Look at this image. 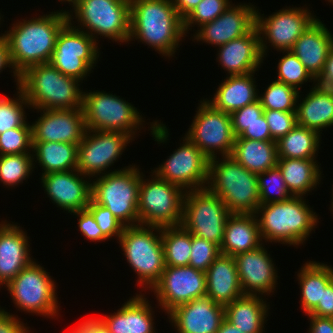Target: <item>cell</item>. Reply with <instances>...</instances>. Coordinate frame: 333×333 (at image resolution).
<instances>
[{
    "mask_svg": "<svg viewBox=\"0 0 333 333\" xmlns=\"http://www.w3.org/2000/svg\"><path fill=\"white\" fill-rule=\"evenodd\" d=\"M257 177L260 205L286 201L293 197L287 188L280 169L277 166L263 173L257 174Z\"/></svg>",
    "mask_w": 333,
    "mask_h": 333,
    "instance_id": "obj_43",
    "label": "cell"
},
{
    "mask_svg": "<svg viewBox=\"0 0 333 333\" xmlns=\"http://www.w3.org/2000/svg\"><path fill=\"white\" fill-rule=\"evenodd\" d=\"M263 114L269 126L270 135L274 141H278L297 126L296 112L264 110Z\"/></svg>",
    "mask_w": 333,
    "mask_h": 333,
    "instance_id": "obj_48",
    "label": "cell"
},
{
    "mask_svg": "<svg viewBox=\"0 0 333 333\" xmlns=\"http://www.w3.org/2000/svg\"><path fill=\"white\" fill-rule=\"evenodd\" d=\"M316 85L333 89V47L328 53L322 73L316 79Z\"/></svg>",
    "mask_w": 333,
    "mask_h": 333,
    "instance_id": "obj_56",
    "label": "cell"
},
{
    "mask_svg": "<svg viewBox=\"0 0 333 333\" xmlns=\"http://www.w3.org/2000/svg\"><path fill=\"white\" fill-rule=\"evenodd\" d=\"M222 159L209 160L205 188L217 195L230 213L255 214L260 206L257 174L244 168L230 155Z\"/></svg>",
    "mask_w": 333,
    "mask_h": 333,
    "instance_id": "obj_5",
    "label": "cell"
},
{
    "mask_svg": "<svg viewBox=\"0 0 333 333\" xmlns=\"http://www.w3.org/2000/svg\"><path fill=\"white\" fill-rule=\"evenodd\" d=\"M206 273V296L223 306L243 295L236 261L233 256L220 254Z\"/></svg>",
    "mask_w": 333,
    "mask_h": 333,
    "instance_id": "obj_28",
    "label": "cell"
},
{
    "mask_svg": "<svg viewBox=\"0 0 333 333\" xmlns=\"http://www.w3.org/2000/svg\"><path fill=\"white\" fill-rule=\"evenodd\" d=\"M300 270V271H299ZM298 270L301 292L300 307L307 315L322 302L323 289L333 280V267L316 261H307Z\"/></svg>",
    "mask_w": 333,
    "mask_h": 333,
    "instance_id": "obj_34",
    "label": "cell"
},
{
    "mask_svg": "<svg viewBox=\"0 0 333 333\" xmlns=\"http://www.w3.org/2000/svg\"><path fill=\"white\" fill-rule=\"evenodd\" d=\"M78 1H80V0H72V6Z\"/></svg>",
    "mask_w": 333,
    "mask_h": 333,
    "instance_id": "obj_62",
    "label": "cell"
},
{
    "mask_svg": "<svg viewBox=\"0 0 333 333\" xmlns=\"http://www.w3.org/2000/svg\"><path fill=\"white\" fill-rule=\"evenodd\" d=\"M317 160L278 158L277 167L293 196L305 197L317 189L322 178V172ZM320 168V169H319Z\"/></svg>",
    "mask_w": 333,
    "mask_h": 333,
    "instance_id": "obj_33",
    "label": "cell"
},
{
    "mask_svg": "<svg viewBox=\"0 0 333 333\" xmlns=\"http://www.w3.org/2000/svg\"><path fill=\"white\" fill-rule=\"evenodd\" d=\"M12 68L11 69V73H13L14 82L16 83V86L19 87V81H20V75L14 70V67L12 65L11 62V58H10V52H9V46L7 43V40L5 39V37L1 34L0 35V72H2V69H6V68Z\"/></svg>",
    "mask_w": 333,
    "mask_h": 333,
    "instance_id": "obj_55",
    "label": "cell"
},
{
    "mask_svg": "<svg viewBox=\"0 0 333 333\" xmlns=\"http://www.w3.org/2000/svg\"><path fill=\"white\" fill-rule=\"evenodd\" d=\"M220 254V247L217 244L191 234L189 266L206 272Z\"/></svg>",
    "mask_w": 333,
    "mask_h": 333,
    "instance_id": "obj_46",
    "label": "cell"
},
{
    "mask_svg": "<svg viewBox=\"0 0 333 333\" xmlns=\"http://www.w3.org/2000/svg\"><path fill=\"white\" fill-rule=\"evenodd\" d=\"M262 297L242 295L233 300L224 306L225 319L242 333H264L270 305Z\"/></svg>",
    "mask_w": 333,
    "mask_h": 333,
    "instance_id": "obj_32",
    "label": "cell"
},
{
    "mask_svg": "<svg viewBox=\"0 0 333 333\" xmlns=\"http://www.w3.org/2000/svg\"><path fill=\"white\" fill-rule=\"evenodd\" d=\"M239 137L256 141H274L264 114L258 118V121L249 125Z\"/></svg>",
    "mask_w": 333,
    "mask_h": 333,
    "instance_id": "obj_52",
    "label": "cell"
},
{
    "mask_svg": "<svg viewBox=\"0 0 333 333\" xmlns=\"http://www.w3.org/2000/svg\"><path fill=\"white\" fill-rule=\"evenodd\" d=\"M263 243L255 214L231 213L226 221L220 252L235 257Z\"/></svg>",
    "mask_w": 333,
    "mask_h": 333,
    "instance_id": "obj_30",
    "label": "cell"
},
{
    "mask_svg": "<svg viewBox=\"0 0 333 333\" xmlns=\"http://www.w3.org/2000/svg\"><path fill=\"white\" fill-rule=\"evenodd\" d=\"M16 90V98H8L5 95L0 97V134L21 127L27 120L24 107L29 109V102L19 87Z\"/></svg>",
    "mask_w": 333,
    "mask_h": 333,
    "instance_id": "obj_42",
    "label": "cell"
},
{
    "mask_svg": "<svg viewBox=\"0 0 333 333\" xmlns=\"http://www.w3.org/2000/svg\"><path fill=\"white\" fill-rule=\"evenodd\" d=\"M151 174V180L145 179L143 172L141 175L138 197L140 224L159 227L181 225L185 191L153 171Z\"/></svg>",
    "mask_w": 333,
    "mask_h": 333,
    "instance_id": "obj_11",
    "label": "cell"
},
{
    "mask_svg": "<svg viewBox=\"0 0 333 333\" xmlns=\"http://www.w3.org/2000/svg\"><path fill=\"white\" fill-rule=\"evenodd\" d=\"M270 256L263 243L254 250L234 257L243 295L268 297L274 294L278 271Z\"/></svg>",
    "mask_w": 333,
    "mask_h": 333,
    "instance_id": "obj_22",
    "label": "cell"
},
{
    "mask_svg": "<svg viewBox=\"0 0 333 333\" xmlns=\"http://www.w3.org/2000/svg\"><path fill=\"white\" fill-rule=\"evenodd\" d=\"M305 200L302 196H293L286 201L260 205L255 216L262 241L296 247L303 245L319 222L313 207Z\"/></svg>",
    "mask_w": 333,
    "mask_h": 333,
    "instance_id": "obj_3",
    "label": "cell"
},
{
    "mask_svg": "<svg viewBox=\"0 0 333 333\" xmlns=\"http://www.w3.org/2000/svg\"><path fill=\"white\" fill-rule=\"evenodd\" d=\"M32 146V126L27 121L0 134V155L31 153Z\"/></svg>",
    "mask_w": 333,
    "mask_h": 333,
    "instance_id": "obj_45",
    "label": "cell"
},
{
    "mask_svg": "<svg viewBox=\"0 0 333 333\" xmlns=\"http://www.w3.org/2000/svg\"><path fill=\"white\" fill-rule=\"evenodd\" d=\"M186 136L210 160L229 156L235 143L231 116L214 108L206 99L200 101ZM218 153V154H217Z\"/></svg>",
    "mask_w": 333,
    "mask_h": 333,
    "instance_id": "obj_14",
    "label": "cell"
},
{
    "mask_svg": "<svg viewBox=\"0 0 333 333\" xmlns=\"http://www.w3.org/2000/svg\"><path fill=\"white\" fill-rule=\"evenodd\" d=\"M333 47V34L317 18L296 40L291 51L317 79L324 69L330 49Z\"/></svg>",
    "mask_w": 333,
    "mask_h": 333,
    "instance_id": "obj_27",
    "label": "cell"
},
{
    "mask_svg": "<svg viewBox=\"0 0 333 333\" xmlns=\"http://www.w3.org/2000/svg\"><path fill=\"white\" fill-rule=\"evenodd\" d=\"M331 190H332V194H333V187L331 188ZM331 194V197H332V200H331V202L333 201V195ZM331 210H332V212H333V202L331 203Z\"/></svg>",
    "mask_w": 333,
    "mask_h": 333,
    "instance_id": "obj_60",
    "label": "cell"
},
{
    "mask_svg": "<svg viewBox=\"0 0 333 333\" xmlns=\"http://www.w3.org/2000/svg\"><path fill=\"white\" fill-rule=\"evenodd\" d=\"M71 7L75 16L67 10L68 22L96 41L100 35L117 43L129 42L130 0H80Z\"/></svg>",
    "mask_w": 333,
    "mask_h": 333,
    "instance_id": "obj_7",
    "label": "cell"
},
{
    "mask_svg": "<svg viewBox=\"0 0 333 333\" xmlns=\"http://www.w3.org/2000/svg\"><path fill=\"white\" fill-rule=\"evenodd\" d=\"M165 313L206 296V273L191 266H165L160 280L151 289Z\"/></svg>",
    "mask_w": 333,
    "mask_h": 333,
    "instance_id": "obj_18",
    "label": "cell"
},
{
    "mask_svg": "<svg viewBox=\"0 0 333 333\" xmlns=\"http://www.w3.org/2000/svg\"><path fill=\"white\" fill-rule=\"evenodd\" d=\"M218 65L229 75H244L259 70L263 62L259 32L255 26L248 34L219 46Z\"/></svg>",
    "mask_w": 333,
    "mask_h": 333,
    "instance_id": "obj_25",
    "label": "cell"
},
{
    "mask_svg": "<svg viewBox=\"0 0 333 333\" xmlns=\"http://www.w3.org/2000/svg\"><path fill=\"white\" fill-rule=\"evenodd\" d=\"M230 215L225 203L206 188L185 192L181 225L192 235L220 247Z\"/></svg>",
    "mask_w": 333,
    "mask_h": 333,
    "instance_id": "obj_12",
    "label": "cell"
},
{
    "mask_svg": "<svg viewBox=\"0 0 333 333\" xmlns=\"http://www.w3.org/2000/svg\"><path fill=\"white\" fill-rule=\"evenodd\" d=\"M254 74L227 75L226 79L219 84L213 98L206 101L214 108L225 113L243 108L258 100L259 90L256 85Z\"/></svg>",
    "mask_w": 333,
    "mask_h": 333,
    "instance_id": "obj_31",
    "label": "cell"
},
{
    "mask_svg": "<svg viewBox=\"0 0 333 333\" xmlns=\"http://www.w3.org/2000/svg\"><path fill=\"white\" fill-rule=\"evenodd\" d=\"M48 273L32 260L5 286L16 309L48 318L58 316L57 286Z\"/></svg>",
    "mask_w": 333,
    "mask_h": 333,
    "instance_id": "obj_10",
    "label": "cell"
},
{
    "mask_svg": "<svg viewBox=\"0 0 333 333\" xmlns=\"http://www.w3.org/2000/svg\"><path fill=\"white\" fill-rule=\"evenodd\" d=\"M69 333H111L98 317L85 318L78 326L73 327Z\"/></svg>",
    "mask_w": 333,
    "mask_h": 333,
    "instance_id": "obj_54",
    "label": "cell"
},
{
    "mask_svg": "<svg viewBox=\"0 0 333 333\" xmlns=\"http://www.w3.org/2000/svg\"><path fill=\"white\" fill-rule=\"evenodd\" d=\"M40 177L45 193L57 207L70 214L87 209L92 194V178L77 169L51 172Z\"/></svg>",
    "mask_w": 333,
    "mask_h": 333,
    "instance_id": "obj_21",
    "label": "cell"
},
{
    "mask_svg": "<svg viewBox=\"0 0 333 333\" xmlns=\"http://www.w3.org/2000/svg\"><path fill=\"white\" fill-rule=\"evenodd\" d=\"M29 239L17 224L6 220L0 222V288L34 259L30 254Z\"/></svg>",
    "mask_w": 333,
    "mask_h": 333,
    "instance_id": "obj_24",
    "label": "cell"
},
{
    "mask_svg": "<svg viewBox=\"0 0 333 333\" xmlns=\"http://www.w3.org/2000/svg\"><path fill=\"white\" fill-rule=\"evenodd\" d=\"M82 108L88 130L124 132L134 139L145 122L131 103L106 91L83 92Z\"/></svg>",
    "mask_w": 333,
    "mask_h": 333,
    "instance_id": "obj_9",
    "label": "cell"
},
{
    "mask_svg": "<svg viewBox=\"0 0 333 333\" xmlns=\"http://www.w3.org/2000/svg\"><path fill=\"white\" fill-rule=\"evenodd\" d=\"M165 315L178 333H216L225 319V309L204 296L181 304Z\"/></svg>",
    "mask_w": 333,
    "mask_h": 333,
    "instance_id": "obj_23",
    "label": "cell"
},
{
    "mask_svg": "<svg viewBox=\"0 0 333 333\" xmlns=\"http://www.w3.org/2000/svg\"><path fill=\"white\" fill-rule=\"evenodd\" d=\"M79 83L80 80L62 74L50 63H43L20 74L19 88L31 109H78L82 108L84 92Z\"/></svg>",
    "mask_w": 333,
    "mask_h": 333,
    "instance_id": "obj_4",
    "label": "cell"
},
{
    "mask_svg": "<svg viewBox=\"0 0 333 333\" xmlns=\"http://www.w3.org/2000/svg\"><path fill=\"white\" fill-rule=\"evenodd\" d=\"M281 52L285 54L279 59L276 81L285 83L300 92V87H302V84L304 85L308 80V82L313 81V84L316 85V79L291 50L280 51V53Z\"/></svg>",
    "mask_w": 333,
    "mask_h": 333,
    "instance_id": "obj_41",
    "label": "cell"
},
{
    "mask_svg": "<svg viewBox=\"0 0 333 333\" xmlns=\"http://www.w3.org/2000/svg\"><path fill=\"white\" fill-rule=\"evenodd\" d=\"M310 320L308 333H333V318L307 315Z\"/></svg>",
    "mask_w": 333,
    "mask_h": 333,
    "instance_id": "obj_57",
    "label": "cell"
},
{
    "mask_svg": "<svg viewBox=\"0 0 333 333\" xmlns=\"http://www.w3.org/2000/svg\"><path fill=\"white\" fill-rule=\"evenodd\" d=\"M32 145L33 162H38V165L42 166V175L77 169V144L32 142Z\"/></svg>",
    "mask_w": 333,
    "mask_h": 333,
    "instance_id": "obj_36",
    "label": "cell"
},
{
    "mask_svg": "<svg viewBox=\"0 0 333 333\" xmlns=\"http://www.w3.org/2000/svg\"><path fill=\"white\" fill-rule=\"evenodd\" d=\"M266 16L256 10V27L263 59L270 45L277 51L291 50L296 40L317 19L308 7L289 6Z\"/></svg>",
    "mask_w": 333,
    "mask_h": 333,
    "instance_id": "obj_15",
    "label": "cell"
},
{
    "mask_svg": "<svg viewBox=\"0 0 333 333\" xmlns=\"http://www.w3.org/2000/svg\"><path fill=\"white\" fill-rule=\"evenodd\" d=\"M201 0H172L178 15L184 20Z\"/></svg>",
    "mask_w": 333,
    "mask_h": 333,
    "instance_id": "obj_58",
    "label": "cell"
},
{
    "mask_svg": "<svg viewBox=\"0 0 333 333\" xmlns=\"http://www.w3.org/2000/svg\"><path fill=\"white\" fill-rule=\"evenodd\" d=\"M307 315L333 318V280L323 289L322 302Z\"/></svg>",
    "mask_w": 333,
    "mask_h": 333,
    "instance_id": "obj_53",
    "label": "cell"
},
{
    "mask_svg": "<svg viewBox=\"0 0 333 333\" xmlns=\"http://www.w3.org/2000/svg\"><path fill=\"white\" fill-rule=\"evenodd\" d=\"M34 168L31 153L0 155V183L15 188L33 173Z\"/></svg>",
    "mask_w": 333,
    "mask_h": 333,
    "instance_id": "obj_39",
    "label": "cell"
},
{
    "mask_svg": "<svg viewBox=\"0 0 333 333\" xmlns=\"http://www.w3.org/2000/svg\"><path fill=\"white\" fill-rule=\"evenodd\" d=\"M132 140L124 132L87 129L78 145L77 170L90 178L111 173L106 170L118 161Z\"/></svg>",
    "mask_w": 333,
    "mask_h": 333,
    "instance_id": "obj_16",
    "label": "cell"
},
{
    "mask_svg": "<svg viewBox=\"0 0 333 333\" xmlns=\"http://www.w3.org/2000/svg\"><path fill=\"white\" fill-rule=\"evenodd\" d=\"M310 89L305 98L299 93L296 106L297 125L321 135L323 129L333 126V89L318 85Z\"/></svg>",
    "mask_w": 333,
    "mask_h": 333,
    "instance_id": "obj_29",
    "label": "cell"
},
{
    "mask_svg": "<svg viewBox=\"0 0 333 333\" xmlns=\"http://www.w3.org/2000/svg\"><path fill=\"white\" fill-rule=\"evenodd\" d=\"M139 293L127 299L117 312L98 318L111 333H156L151 301Z\"/></svg>",
    "mask_w": 333,
    "mask_h": 333,
    "instance_id": "obj_26",
    "label": "cell"
},
{
    "mask_svg": "<svg viewBox=\"0 0 333 333\" xmlns=\"http://www.w3.org/2000/svg\"><path fill=\"white\" fill-rule=\"evenodd\" d=\"M118 243L129 266L138 276L137 286L151 291L165 269L161 227L141 224L125 226Z\"/></svg>",
    "mask_w": 333,
    "mask_h": 333,
    "instance_id": "obj_6",
    "label": "cell"
},
{
    "mask_svg": "<svg viewBox=\"0 0 333 333\" xmlns=\"http://www.w3.org/2000/svg\"><path fill=\"white\" fill-rule=\"evenodd\" d=\"M173 154L152 170L158 177L186 191L204 189L208 178L209 159L186 136Z\"/></svg>",
    "mask_w": 333,
    "mask_h": 333,
    "instance_id": "obj_17",
    "label": "cell"
},
{
    "mask_svg": "<svg viewBox=\"0 0 333 333\" xmlns=\"http://www.w3.org/2000/svg\"><path fill=\"white\" fill-rule=\"evenodd\" d=\"M263 113L264 109L259 99L254 103L232 112L230 116L234 136H240L249 125L258 121V118L262 116Z\"/></svg>",
    "mask_w": 333,
    "mask_h": 333,
    "instance_id": "obj_49",
    "label": "cell"
},
{
    "mask_svg": "<svg viewBox=\"0 0 333 333\" xmlns=\"http://www.w3.org/2000/svg\"><path fill=\"white\" fill-rule=\"evenodd\" d=\"M321 138L318 132L297 125L276 141L277 157L316 160Z\"/></svg>",
    "mask_w": 333,
    "mask_h": 333,
    "instance_id": "obj_37",
    "label": "cell"
},
{
    "mask_svg": "<svg viewBox=\"0 0 333 333\" xmlns=\"http://www.w3.org/2000/svg\"><path fill=\"white\" fill-rule=\"evenodd\" d=\"M300 91L279 81H272L263 94L258 95L264 110L296 112Z\"/></svg>",
    "mask_w": 333,
    "mask_h": 333,
    "instance_id": "obj_40",
    "label": "cell"
},
{
    "mask_svg": "<svg viewBox=\"0 0 333 333\" xmlns=\"http://www.w3.org/2000/svg\"><path fill=\"white\" fill-rule=\"evenodd\" d=\"M87 209L92 213L102 233L108 239L116 237L117 240H119L125 225L119 221L108 208L95 203L91 199Z\"/></svg>",
    "mask_w": 333,
    "mask_h": 333,
    "instance_id": "obj_47",
    "label": "cell"
},
{
    "mask_svg": "<svg viewBox=\"0 0 333 333\" xmlns=\"http://www.w3.org/2000/svg\"><path fill=\"white\" fill-rule=\"evenodd\" d=\"M230 156L250 172L263 173L277 166V142L256 141L238 136Z\"/></svg>",
    "mask_w": 333,
    "mask_h": 333,
    "instance_id": "obj_35",
    "label": "cell"
},
{
    "mask_svg": "<svg viewBox=\"0 0 333 333\" xmlns=\"http://www.w3.org/2000/svg\"><path fill=\"white\" fill-rule=\"evenodd\" d=\"M165 266H189L191 233L182 225L161 227Z\"/></svg>",
    "mask_w": 333,
    "mask_h": 333,
    "instance_id": "obj_38",
    "label": "cell"
},
{
    "mask_svg": "<svg viewBox=\"0 0 333 333\" xmlns=\"http://www.w3.org/2000/svg\"><path fill=\"white\" fill-rule=\"evenodd\" d=\"M232 0H201L199 4L183 20V30L185 35L195 25L202 26L219 17L231 3Z\"/></svg>",
    "mask_w": 333,
    "mask_h": 333,
    "instance_id": "obj_44",
    "label": "cell"
},
{
    "mask_svg": "<svg viewBox=\"0 0 333 333\" xmlns=\"http://www.w3.org/2000/svg\"><path fill=\"white\" fill-rule=\"evenodd\" d=\"M185 36L183 19L172 0H130V42L146 43L165 58H172Z\"/></svg>",
    "mask_w": 333,
    "mask_h": 333,
    "instance_id": "obj_2",
    "label": "cell"
},
{
    "mask_svg": "<svg viewBox=\"0 0 333 333\" xmlns=\"http://www.w3.org/2000/svg\"><path fill=\"white\" fill-rule=\"evenodd\" d=\"M98 43L68 22L58 34L49 63L62 74L82 82L97 64L100 55Z\"/></svg>",
    "mask_w": 333,
    "mask_h": 333,
    "instance_id": "obj_13",
    "label": "cell"
},
{
    "mask_svg": "<svg viewBox=\"0 0 333 333\" xmlns=\"http://www.w3.org/2000/svg\"><path fill=\"white\" fill-rule=\"evenodd\" d=\"M330 4L332 3V5H333V0H327Z\"/></svg>",
    "mask_w": 333,
    "mask_h": 333,
    "instance_id": "obj_63",
    "label": "cell"
},
{
    "mask_svg": "<svg viewBox=\"0 0 333 333\" xmlns=\"http://www.w3.org/2000/svg\"><path fill=\"white\" fill-rule=\"evenodd\" d=\"M216 333H242L238 328L228 322L226 319L223 320L219 330Z\"/></svg>",
    "mask_w": 333,
    "mask_h": 333,
    "instance_id": "obj_59",
    "label": "cell"
},
{
    "mask_svg": "<svg viewBox=\"0 0 333 333\" xmlns=\"http://www.w3.org/2000/svg\"><path fill=\"white\" fill-rule=\"evenodd\" d=\"M255 7L252 3L230 4L215 20L195 30L193 41L219 47L248 34L256 26Z\"/></svg>",
    "mask_w": 333,
    "mask_h": 333,
    "instance_id": "obj_19",
    "label": "cell"
},
{
    "mask_svg": "<svg viewBox=\"0 0 333 333\" xmlns=\"http://www.w3.org/2000/svg\"><path fill=\"white\" fill-rule=\"evenodd\" d=\"M142 172L135 164L115 169L92 180L91 199L125 226L139 225L138 197ZM96 180V181H95Z\"/></svg>",
    "mask_w": 333,
    "mask_h": 333,
    "instance_id": "obj_8",
    "label": "cell"
},
{
    "mask_svg": "<svg viewBox=\"0 0 333 333\" xmlns=\"http://www.w3.org/2000/svg\"><path fill=\"white\" fill-rule=\"evenodd\" d=\"M19 319L0 306V333H30V327Z\"/></svg>",
    "mask_w": 333,
    "mask_h": 333,
    "instance_id": "obj_51",
    "label": "cell"
},
{
    "mask_svg": "<svg viewBox=\"0 0 333 333\" xmlns=\"http://www.w3.org/2000/svg\"><path fill=\"white\" fill-rule=\"evenodd\" d=\"M14 22L5 33L14 70L20 75L27 68L49 63L60 30L68 23L66 10Z\"/></svg>",
    "mask_w": 333,
    "mask_h": 333,
    "instance_id": "obj_1",
    "label": "cell"
},
{
    "mask_svg": "<svg viewBox=\"0 0 333 333\" xmlns=\"http://www.w3.org/2000/svg\"><path fill=\"white\" fill-rule=\"evenodd\" d=\"M73 215L78 218V229L87 240L91 242H100L108 240V238L102 233L100 227L95 221L94 216L88 209L74 212Z\"/></svg>",
    "mask_w": 333,
    "mask_h": 333,
    "instance_id": "obj_50",
    "label": "cell"
},
{
    "mask_svg": "<svg viewBox=\"0 0 333 333\" xmlns=\"http://www.w3.org/2000/svg\"><path fill=\"white\" fill-rule=\"evenodd\" d=\"M68 2L70 5H72V0H59V2Z\"/></svg>",
    "mask_w": 333,
    "mask_h": 333,
    "instance_id": "obj_61",
    "label": "cell"
},
{
    "mask_svg": "<svg viewBox=\"0 0 333 333\" xmlns=\"http://www.w3.org/2000/svg\"><path fill=\"white\" fill-rule=\"evenodd\" d=\"M40 117L31 124L32 142H62L79 145L86 132L83 108L37 110Z\"/></svg>",
    "mask_w": 333,
    "mask_h": 333,
    "instance_id": "obj_20",
    "label": "cell"
}]
</instances>
